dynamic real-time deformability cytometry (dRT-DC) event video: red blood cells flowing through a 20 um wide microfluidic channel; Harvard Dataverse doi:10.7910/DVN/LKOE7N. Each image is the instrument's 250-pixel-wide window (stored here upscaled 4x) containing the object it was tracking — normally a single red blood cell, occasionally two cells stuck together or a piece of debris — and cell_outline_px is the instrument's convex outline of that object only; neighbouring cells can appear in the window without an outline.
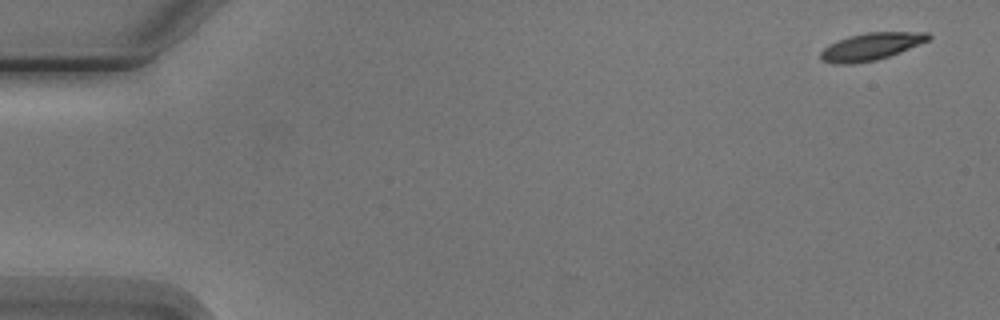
{"species": "Egyptian fruit bat (a non-hibernating species)", "species_latin": "Rousettus aegyptiacus", "temperature_condition": "cold", "stored_images_in_passage": 5, "camera_frame_rate_fps": 3000, "um_per_image_px": 0.085, "animal": {"sex": "male"}, "frame": {"image": 1, "passage_image": 1, "time_ms": 0.0, "image_size_px": [1000, 320], "cell_outline_px": [[932, 36], [928, 40], [900, 52], [876, 60], [852, 64], [832, 64], [820, 60], [820, 52], [824, 48], [840, 40], [852, 36], [868, 32], [928, 32]], "centroid_in_image_um": [74.03, 3.97], "position_along_channel_um": 11.0, "area_um2": 16.88}}
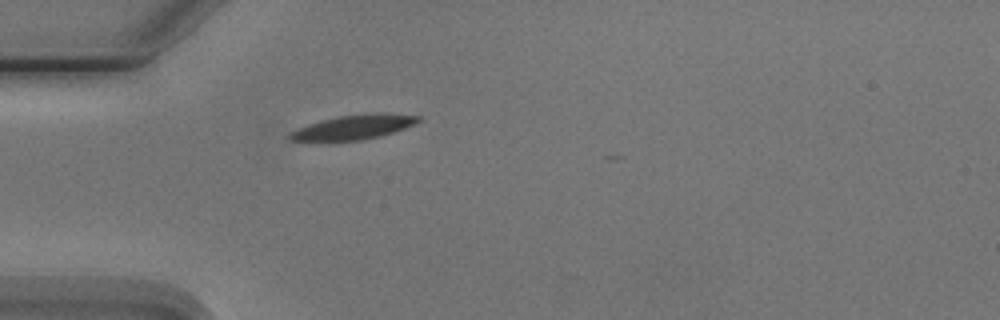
{"frame": {"image": 2, "passage_image": 5, "time_ms": 4.667, "image_size_px": [1000, 320], "cell_outline_px": [[420, 120], [404, 128], [380, 136], [364, 140], [288, 140], [288, 136], [292, 132], [308, 124], [336, 116], [376, 112], [384, 112], [420, 116]], "centroid_in_image_um": [30.11, 10.78], "position_along_channel_um": 54.9, "area_um2": 18.03}}